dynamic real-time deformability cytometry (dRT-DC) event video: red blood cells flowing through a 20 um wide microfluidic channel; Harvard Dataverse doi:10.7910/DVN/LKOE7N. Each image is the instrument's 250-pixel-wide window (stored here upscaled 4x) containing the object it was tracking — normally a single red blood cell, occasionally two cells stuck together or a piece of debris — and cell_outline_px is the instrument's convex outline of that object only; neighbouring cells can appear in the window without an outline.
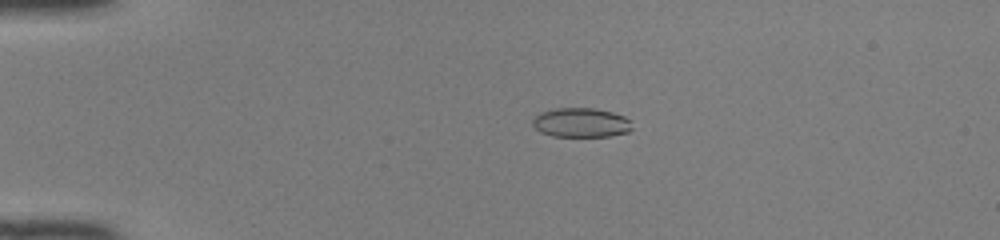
{"species": "common noctule bat (a hibernating species)", "species_latin": "Nyctalus noctula", "temperature_condition": "room temperature", "stored_images_in_passage": 50, "camera_frame_rate_fps": 3000, "um_per_image_px": 0.085, "animal": {"sex": "female", "body_mass_g": 22.0, "forearm_length_mm": 56.7}, "frame": {"image": 1, "passage_image": 12, "time_ms": 3.667, "image_size_px": [1000, 240], "cell_outline_px": [[632, 128], [628, 132], [608, 136], [552, 136], [540, 132], [532, 124], [532, 120], [540, 112], [556, 108], [592, 108], [612, 112], [624, 116], [628, 120]], "centroid_in_image_um": [49.36, 10.42], "position_along_channel_um": 35.6, "area_um2": 16.88}}
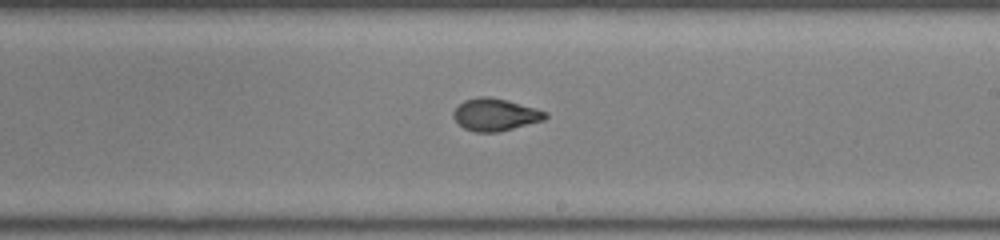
{"frame": {"image": 2, "passage_image": 31, "time_ms": 10.0, "image_size_px": [1000, 240], "cell_outline_px": [[548, 116], [544, 120], [496, 132], [476, 132], [464, 128], [452, 116], [452, 112], [464, 100], [480, 96], [488, 96], [508, 100], [536, 108], [548, 112]], "centroid_in_image_um": [42.1, 9.73], "position_along_channel_um": 246.9, "area_um2": 17.22}}
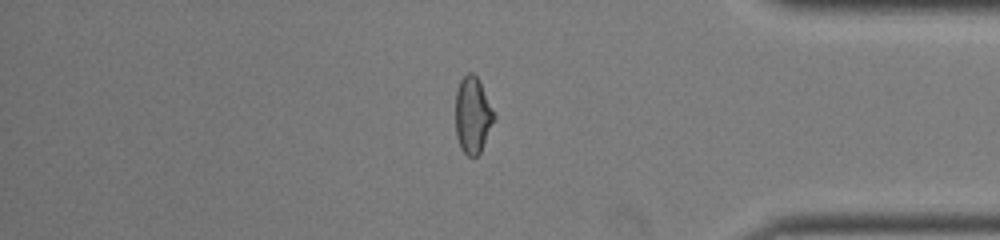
{"frame": {"image": 3, "passage_image": 43, "time_ms": 14.0, "image_size_px": [1000, 240], "cell_outline_px": [[496, 116], [480, 152], [476, 156], [468, 156], [460, 148], [456, 136], [456, 92], [460, 80], [468, 72], [472, 72], [476, 76]], "centroid_in_image_um": [40.16, 9.8], "position_along_channel_um": 395.0, "area_um2": 16.88}, "authors_computed_cell_mechanics": {"area_um2": 17.4845, "velocity_mm_per_s": 4.1666, "shape_relaxation_time_tau1_ms": 9.2272, "shape_relaxation_time_tau2_ms": 1.0175, "deformation_change_tau1": 0.2711, "deformation_change_tau2": 0.0557}}